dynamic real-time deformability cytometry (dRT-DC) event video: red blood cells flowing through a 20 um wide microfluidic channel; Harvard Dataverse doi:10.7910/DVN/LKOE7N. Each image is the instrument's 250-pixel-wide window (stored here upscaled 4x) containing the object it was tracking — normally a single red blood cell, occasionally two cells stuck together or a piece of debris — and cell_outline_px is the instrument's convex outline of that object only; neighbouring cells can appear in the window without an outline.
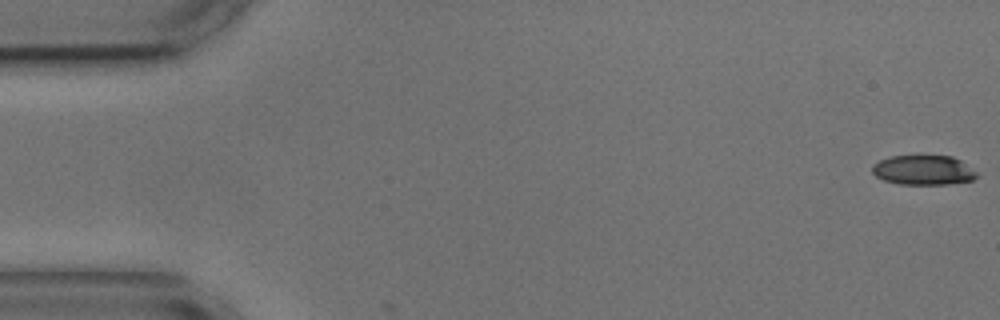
{"species": "common noctule bat (a hibernating species)", "species_latin": "Nyctalus noctula", "temperature_condition": "cold", "stored_images_in_passage": 5, "camera_frame_rate_fps": 3000, "um_per_image_px": 0.085, "animal": {"sex": "male", "body_mass_g": 17.9, "forearm_length_mm": 54.2}, "frame": {"image": 1, "passage_image": 1, "time_ms": 0.0, "image_size_px": [1000, 320], "cell_outline_px": [[980, 176], [972, 180], [948, 184], [900, 184], [884, 180], [876, 176], [872, 172], [872, 164], [880, 160], [892, 156], [952, 156], [960, 160], [976, 172]], "centroid_in_image_um": [78.49, 14.46], "position_along_channel_um": 6.5, "area_um2": 17.98}}
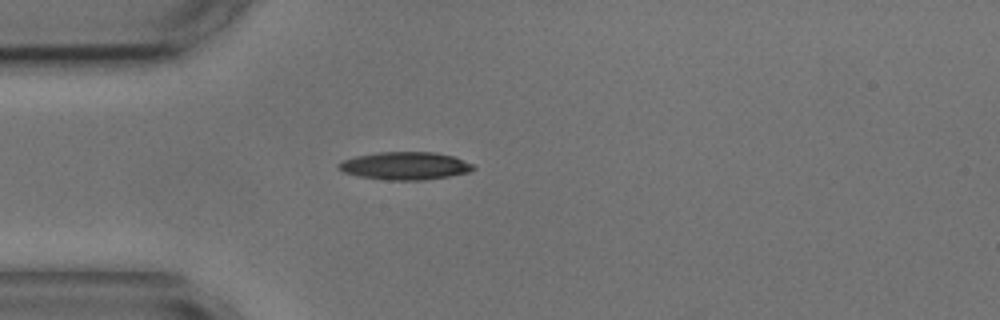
{"frame": {"image": 2, "passage_image": 5, "time_ms": 4.667, "image_size_px": [1000, 320], "cell_outline_px": [[476, 168], [468, 172], [448, 176], [424, 180], [388, 180], [360, 176], [344, 172], [336, 164], [344, 160], [356, 156], [376, 152], [436, 152], [452, 156], [472, 164]], "centroid_in_image_um": [34.43, 14.09], "position_along_channel_um": 50.6, "area_um2": 21.56}}